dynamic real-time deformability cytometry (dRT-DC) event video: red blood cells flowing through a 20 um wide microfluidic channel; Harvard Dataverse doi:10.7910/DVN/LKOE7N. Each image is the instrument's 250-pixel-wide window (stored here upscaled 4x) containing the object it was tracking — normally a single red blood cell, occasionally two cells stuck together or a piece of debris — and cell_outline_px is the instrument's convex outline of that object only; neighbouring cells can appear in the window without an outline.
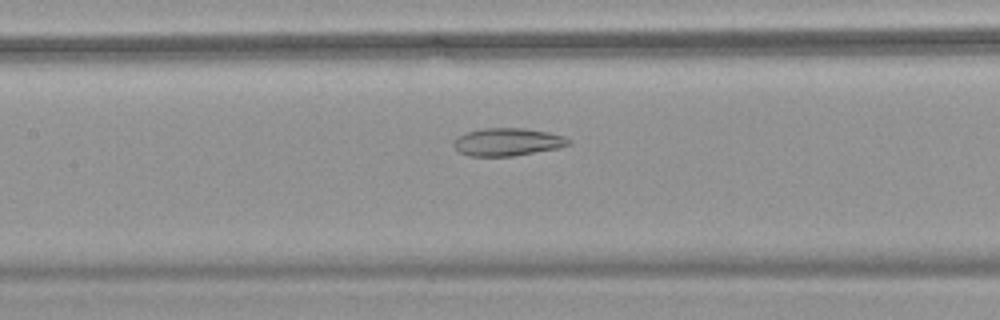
{"species": "common noctule bat (a hibernating species)", "species_latin": "Nyctalus noctula", "temperature_condition": "warm", "stored_images_in_passage": 43, "camera_frame_rate_fps": 3000, "um_per_image_px": 0.085, "animal": {"sex": "female", "body_mass_g": 18.4}, "frame": {"image": 1, "passage_image": 15, "time_ms": 4.667, "image_size_px": [1000, 320], "cell_outline_px": [[572, 144], [560, 148], [512, 156], [468, 156], [460, 152], [452, 144], [452, 140], [456, 136], [468, 132], [484, 128], [524, 128], [548, 132], [564, 136], [572, 140]], "centroid_in_image_um": [43.15, 12.06], "position_along_channel_um": 164.2, "area_um2": 18.79}}
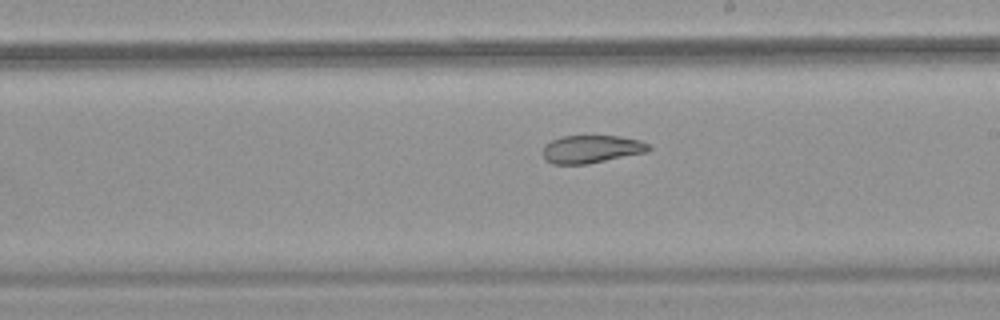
{"frame": {"image": 2, "passage_image": 21, "time_ms": 6.667, "image_size_px": [1000, 320], "cell_outline_px": [[652, 148], [648, 152], [588, 164], [552, 164], [544, 160], [544, 144], [552, 140], [564, 136], [620, 136], [640, 140], [648, 144]], "centroid_in_image_um": [50.29, 12.68], "position_along_channel_um": 238.7, "area_um2": 17.28}}
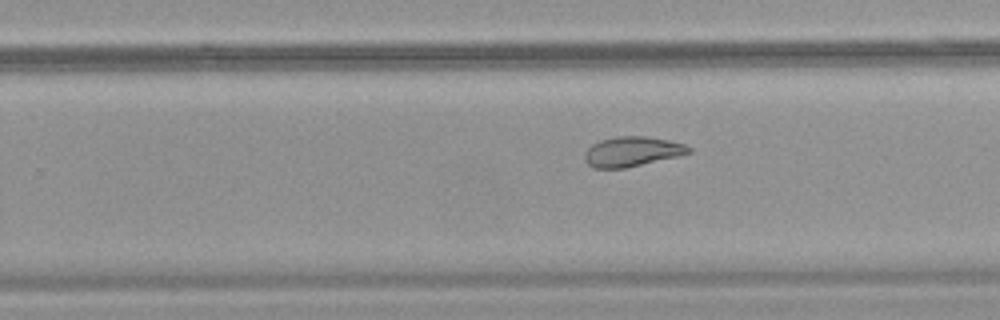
{"frame": {"image": 3, "passage_image": 24, "time_ms": 7.667, "image_size_px": [1000, 320], "cell_outline_px": [[692, 152], [680, 156], [624, 168], [592, 168], [584, 160], [584, 152], [592, 144], [600, 140], [616, 136], [644, 136], [668, 140], [684, 144], [692, 148]], "centroid_in_image_um": [53.72, 12.88], "position_along_channel_um": 276.1, "area_um2": 18.21}, "authors_computed_cell_mechanics": {"area_um2": 20.9814, "velocity_mm_per_s": 3.7429, "shape_relaxation_time_tau1_ms": null, "shape_relaxation_time_tau2_ms": 3.15, "deformation_change_tau1": null, "deformation_change_tau2": 0.0961}}